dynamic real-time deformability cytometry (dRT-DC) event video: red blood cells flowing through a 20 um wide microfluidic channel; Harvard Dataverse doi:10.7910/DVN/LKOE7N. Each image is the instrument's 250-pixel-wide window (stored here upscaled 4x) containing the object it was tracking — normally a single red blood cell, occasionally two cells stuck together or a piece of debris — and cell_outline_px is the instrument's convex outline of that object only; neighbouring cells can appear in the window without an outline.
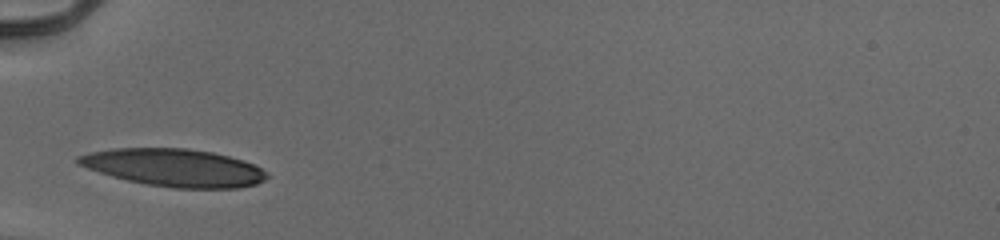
{"species": "human", "species_latin": "Homo sapiens", "temperature_condition": "cold", "stored_images_in_passage": 26, "camera_frame_rate_fps": 3000, "um_per_image_px": 0.085, "donor": {"sex": "male"}, "frame": {"image": 1, "passage_image": 1, "time_ms": 0.0, "image_size_px": [1000, 240], "cell_outline_px": [[268, 176], [264, 180], [256, 184], [240, 188], [172, 188], [148, 184], [128, 180], [112, 176], [76, 164], [76, 156], [88, 152], [116, 148], [188, 148], [212, 152], [244, 160], [268, 172]], "centroid_in_image_um": [14.8, 14.24], "position_along_channel_um": 70.2, "area_um2": 41.33}}
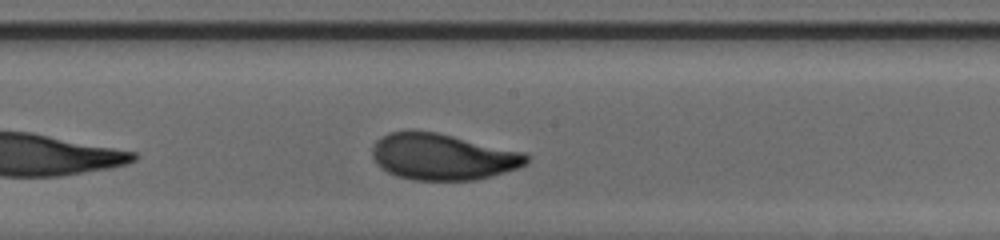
{"frame": {"image": 2, "passage_image": 12, "time_ms": 3.667, "image_size_px": [1000, 240], "cell_outline_px": [[528, 160], [520, 168], [492, 176], [476, 180], [412, 180], [396, 176], [388, 172], [376, 164], [372, 156], [372, 148], [376, 140], [388, 132], [408, 128], [412, 128], [436, 132], [524, 152], [528, 156]], "centroid_in_image_um": [37.57, 13.3], "position_along_channel_um": 210.6, "area_um2": 42.19}}
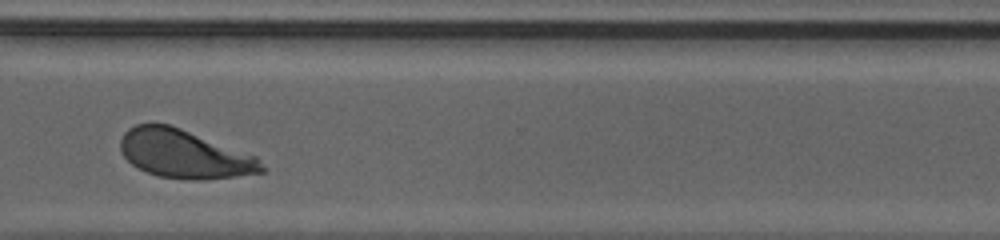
{"frame": {"image": 3, "passage_image": 23, "time_ms": 7.333, "image_size_px": [1000, 240], "cell_outline_px": [[268, 172], [204, 180], [188, 180], [160, 176], [136, 168], [124, 156], [120, 148], [120, 140], [124, 132], [128, 128], [136, 124], [168, 124], [180, 128], [256, 156], [268, 168]], "centroid_in_image_um": [15.69, 13.11], "position_along_channel_um": 354.9, "area_um2": 39.88}, "authors_computed_cell_mechanics": {"area_um2": 41.2692, "velocity_mm_per_s": 3.92, "shape_relaxation_time_tau1_ms": 2.128, "shape_relaxation_time_tau2_ms": 1.0694, "deformation_change_tau1": 0.1518, "deformation_change_tau2": 0.0683}}